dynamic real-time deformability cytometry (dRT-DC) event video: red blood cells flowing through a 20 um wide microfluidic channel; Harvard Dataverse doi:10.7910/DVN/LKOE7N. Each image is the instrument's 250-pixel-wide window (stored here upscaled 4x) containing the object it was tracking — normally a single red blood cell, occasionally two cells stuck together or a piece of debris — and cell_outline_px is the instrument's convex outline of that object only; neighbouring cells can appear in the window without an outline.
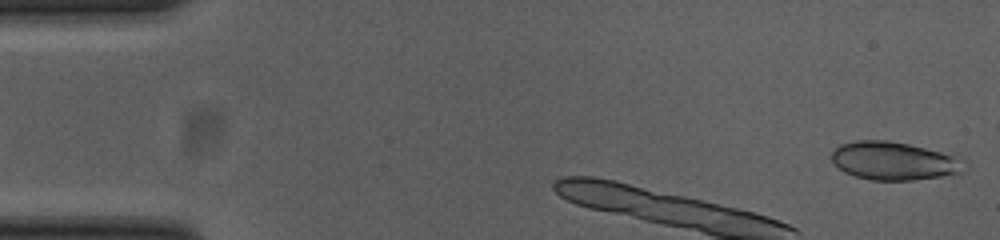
{"species": "common noctule bat (a hibernating species)", "species_latin": "Nyctalus noctula", "temperature_condition": "cold", "stored_images_in_passage": 7, "camera_frame_rate_fps": 3000, "um_per_image_px": 0.085, "animal": {"sex": "female", "body_mass_g": 23.0, "forearm_length_mm": 53.4}, "frame": {"image": 1, "passage_image": 1, "time_ms": 0.0, "image_size_px": [1000, 240], "cell_outline_px": [[968, 164], [964, 172], [960, 176], [912, 180], [872, 180], [856, 176], [844, 172], [832, 160], [832, 152], [840, 144], [856, 140], [888, 140], [908, 144], [960, 156]], "centroid_in_image_um": [76.13, 13.69], "position_along_channel_um": 8.9, "area_um2": 30.23}}